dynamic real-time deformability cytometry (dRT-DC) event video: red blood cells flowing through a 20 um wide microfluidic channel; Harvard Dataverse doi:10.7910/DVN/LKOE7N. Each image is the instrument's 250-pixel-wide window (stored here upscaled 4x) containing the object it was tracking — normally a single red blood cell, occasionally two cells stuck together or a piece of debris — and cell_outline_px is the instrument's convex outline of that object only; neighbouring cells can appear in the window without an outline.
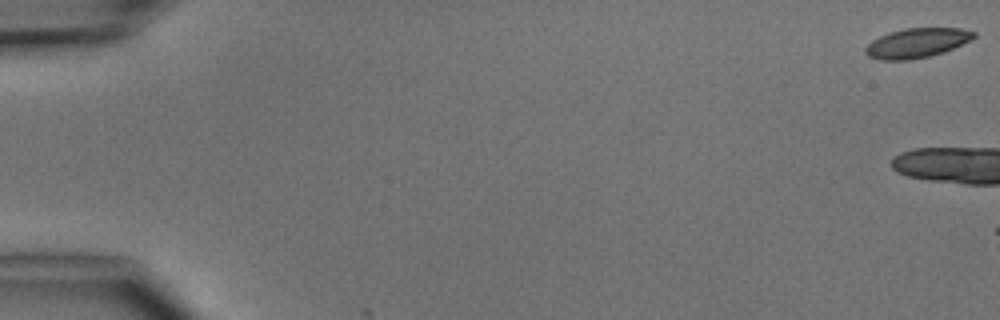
{"species": "common noctule bat (a hibernating species)", "species_latin": "Nyctalus noctula", "temperature_condition": "cold", "stored_images_in_passage": 6, "camera_frame_rate_fps": 3000, "um_per_image_px": 0.085, "animal": {"sex": "male", "body_mass_g": 15.6}, "frame": {"image": 1, "passage_image": 1, "time_ms": 0.0, "image_size_px": [1000, 320], "cell_outline_px": [[976, 36], [972, 40], [944, 52], [912, 60], [880, 60], [868, 56], [864, 52], [864, 48], [872, 40], [880, 36], [904, 28], [960, 28], [976, 32]], "centroid_in_image_um": [77.94, 3.66], "position_along_channel_um": 7.1, "area_um2": 18.73}}
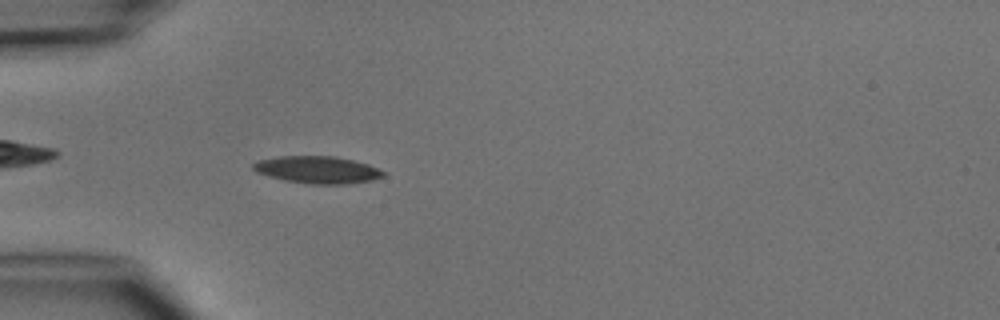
{"frame": {"image": 2, "passage_image": 6, "time_ms": 6.667, "image_size_px": [1000, 320], "cell_outline_px": [[384, 176], [372, 180], [344, 184], [308, 184], [284, 180], [268, 176], [256, 172], [252, 168], [252, 164], [260, 160], [280, 156], [332, 156], [352, 160], [368, 164], [384, 172]], "centroid_in_image_um": [26.95, 14.43], "position_along_channel_um": 58.0, "area_um2": 20.46}}